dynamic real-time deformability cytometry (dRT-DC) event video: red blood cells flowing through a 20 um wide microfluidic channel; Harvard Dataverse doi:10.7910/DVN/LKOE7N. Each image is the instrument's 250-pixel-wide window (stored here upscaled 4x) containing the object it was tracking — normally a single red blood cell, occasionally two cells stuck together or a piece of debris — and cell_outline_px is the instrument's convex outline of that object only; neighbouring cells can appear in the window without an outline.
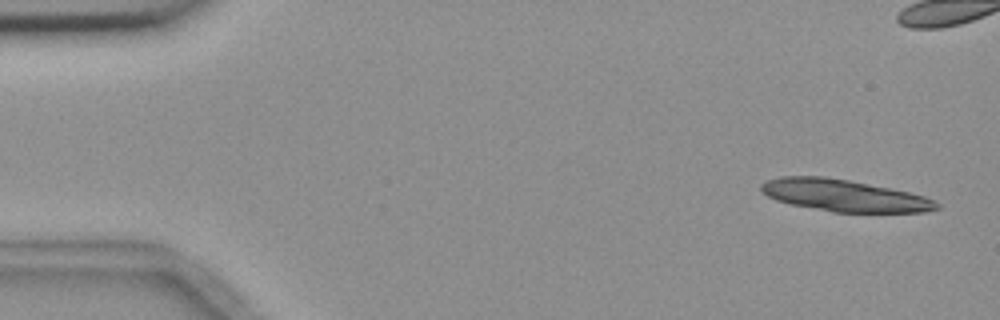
{"species": "common noctule bat (a hibernating species)", "species_latin": "Nyctalus noctula", "temperature_condition": "room temperature", "stored_images_in_passage": 5, "camera_frame_rate_fps": 3000, "um_per_image_px": 0.085, "animal": {"sex": "female", "body_mass_g": 18.4}, "frame": {"image": 1, "passage_image": 1, "time_ms": 0.0, "image_size_px": [1000, 320], "cell_outline_px": [[940, 208], [924, 212], [832, 212], [792, 204], [776, 200], [760, 192], [760, 184], [768, 180], [780, 176], [824, 176], [848, 180], [908, 192], [924, 196], [940, 204]], "centroid_in_image_um": [71.71, 16.62], "position_along_channel_um": 13.3, "area_um2": 32.37}}
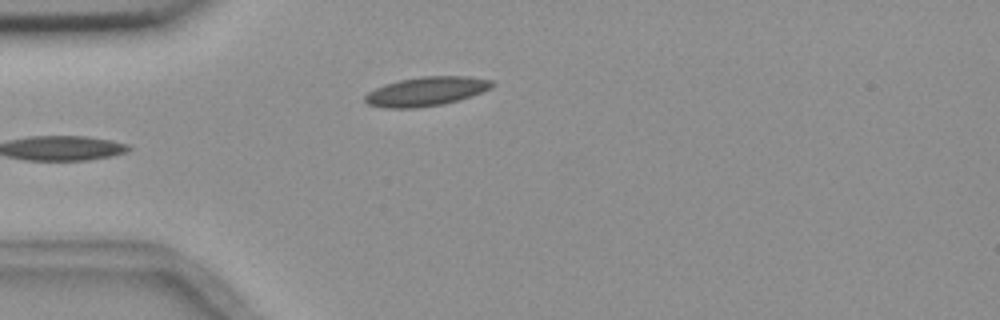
{"frame": {"image": 2, "passage_image": 5, "time_ms": 5.333, "image_size_px": [1000, 320], "cell_outline_px": [[496, 84], [492, 88], [472, 96], [444, 104], [416, 108], [384, 108], [368, 104], [364, 100], [364, 96], [368, 92], [384, 84], [400, 80], [420, 76], [468, 76], [492, 80]], "centroid_in_image_um": [36.25, 7.77], "position_along_channel_um": 48.7, "area_um2": 21.73}}